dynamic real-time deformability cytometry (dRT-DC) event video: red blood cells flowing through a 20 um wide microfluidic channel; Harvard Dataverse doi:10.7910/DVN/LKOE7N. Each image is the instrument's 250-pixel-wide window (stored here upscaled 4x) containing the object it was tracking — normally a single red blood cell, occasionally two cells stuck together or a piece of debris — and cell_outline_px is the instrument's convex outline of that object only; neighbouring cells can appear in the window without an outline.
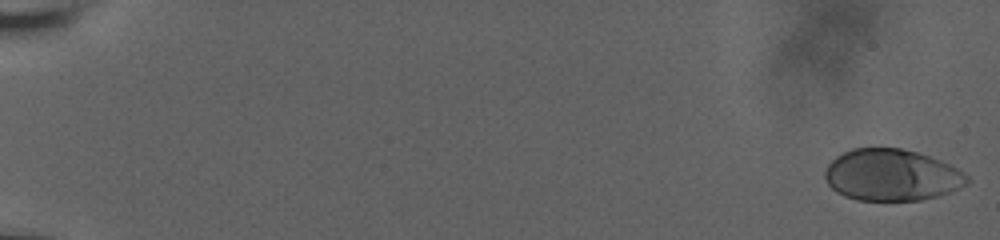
{"species": "human", "species_latin": "Homo sapiens", "temperature_condition": "room temperature", "stored_images_in_passage": 12, "camera_frame_rate_fps": 3000, "um_per_image_px": 0.085, "donor": {"sex": "male"}, "frame": {"image": 1, "passage_image": 1, "time_ms": 0.0, "image_size_px": [1000, 240], "cell_outline_px": [[972, 180], [968, 184], [960, 188], [936, 196], [920, 200], [856, 200], [844, 196], [836, 192], [828, 184], [824, 176], [824, 172], [828, 164], [836, 156], [852, 148], [900, 148], [916, 152], [940, 160], [964, 172]], "centroid_in_image_um": [75.79, 14.88], "position_along_channel_um": 9.2, "area_um2": 42.77}}
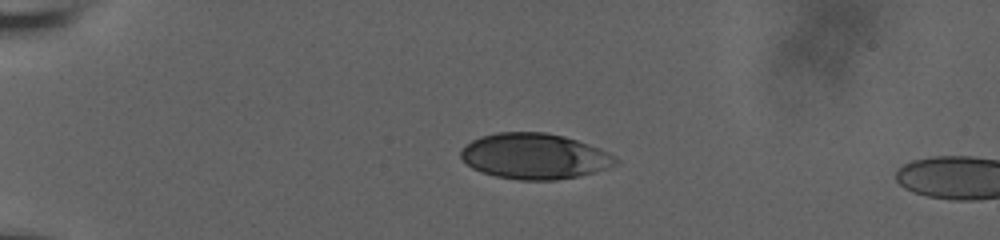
{"frame": {"image": 2, "passage_image": 10, "time_ms": 3.0, "image_size_px": [1000, 240], "cell_outline_px": [[620, 164], [580, 176], [556, 180], [520, 180], [496, 176], [472, 168], [460, 156], [460, 152], [472, 140], [480, 136], [496, 132], [544, 132], [564, 136], [600, 148], [616, 156], [620, 160]], "centroid_in_image_um": [45.48, 13.28], "position_along_channel_um": 39.5, "area_um2": 41.21}}